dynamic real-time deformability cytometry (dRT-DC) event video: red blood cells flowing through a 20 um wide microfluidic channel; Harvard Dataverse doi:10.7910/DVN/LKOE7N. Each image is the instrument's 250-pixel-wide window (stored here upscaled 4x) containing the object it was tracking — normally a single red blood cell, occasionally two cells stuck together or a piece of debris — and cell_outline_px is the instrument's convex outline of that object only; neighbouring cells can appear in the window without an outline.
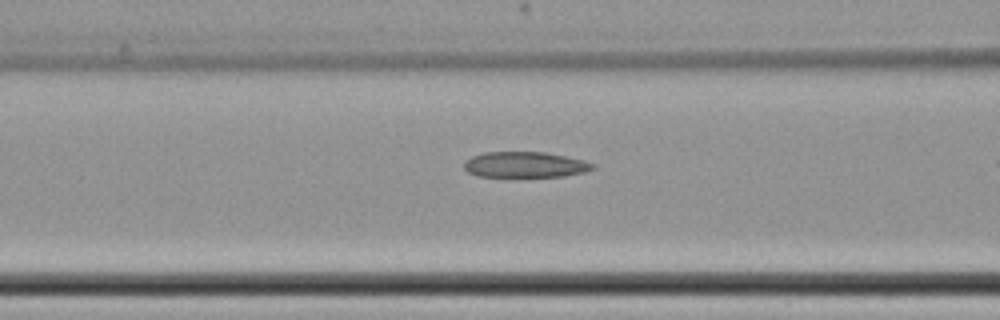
{"species": "common noctule bat (a hibernating species)", "species_latin": "Nyctalus noctula", "temperature_condition": "cold", "stored_images_in_passage": 34, "camera_frame_rate_fps": 3000, "um_per_image_px": 0.085, "animal": {"sex": "female", "body_mass_g": 22.7, "forearm_length_mm": 54.2}, "frame": {"image": 1, "passage_image": 18, "time_ms": 5.667, "image_size_px": [1000, 320], "cell_outline_px": [[596, 168], [584, 172], [564, 176], [476, 176], [468, 172], [464, 168], [464, 160], [472, 156], [484, 152], [544, 152], [584, 160], [596, 164]], "centroid_in_image_um": [44.63, 13.99], "position_along_channel_um": 122.0, "area_um2": 19.25}}
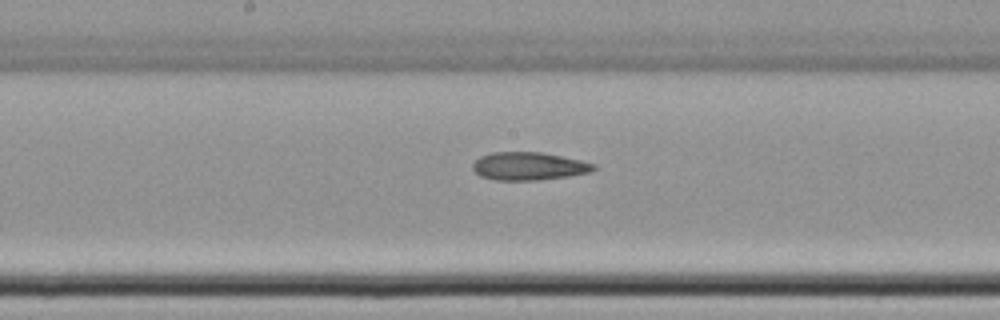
{"frame": {"image": 2, "passage_image": 25, "time_ms": 8.0, "image_size_px": [1000, 320], "cell_outline_px": [[596, 168], [592, 172], [568, 176], [540, 180], [496, 180], [480, 176], [472, 168], [472, 164], [480, 156], [492, 152], [540, 152], [580, 160], [596, 164]], "centroid_in_image_um": [44.94, 14.13], "position_along_channel_um": 203.3, "area_um2": 19.71}}
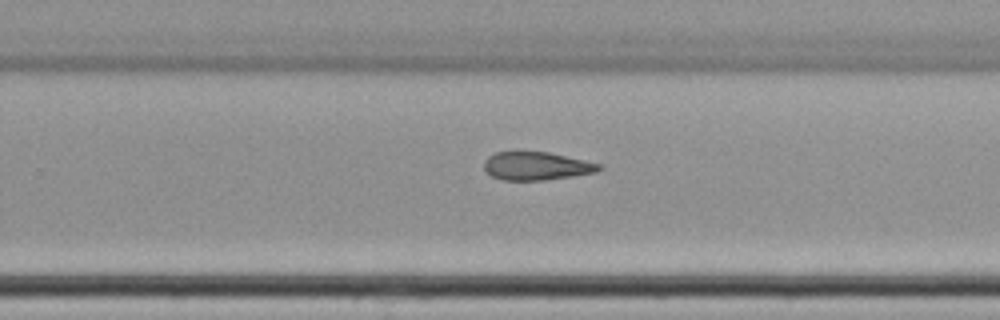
{"frame": {"image": 3, "passage_image": 32, "time_ms": 10.333, "image_size_px": [1000, 320], "cell_outline_px": [[604, 168], [596, 172], [572, 176], [544, 180], [504, 180], [492, 176], [484, 168], [484, 160], [488, 156], [496, 152], [548, 152], [584, 160], [600, 164]], "centroid_in_image_um": [45.6, 14.11], "position_along_channel_um": 284.2, "area_um2": 18.73}}